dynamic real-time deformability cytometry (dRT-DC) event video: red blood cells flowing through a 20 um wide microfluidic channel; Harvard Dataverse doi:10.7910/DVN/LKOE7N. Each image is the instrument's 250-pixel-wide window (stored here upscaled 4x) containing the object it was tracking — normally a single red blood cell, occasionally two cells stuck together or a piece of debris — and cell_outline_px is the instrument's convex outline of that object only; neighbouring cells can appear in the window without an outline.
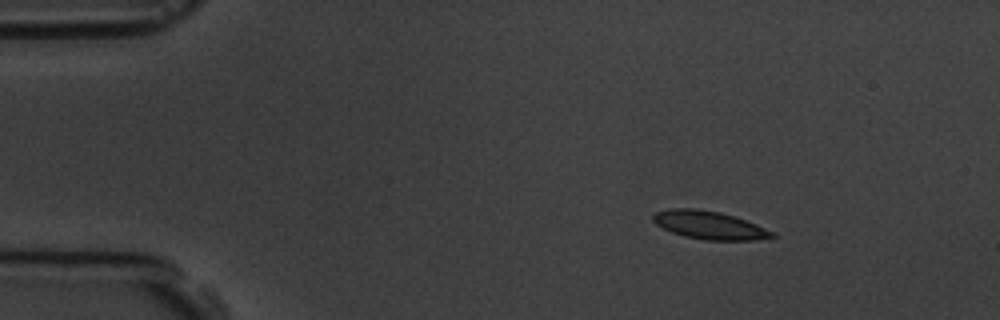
{"species": "common noctule bat (a hibernating species)", "species_latin": "Nyctalus noctula", "temperature_condition": "room temperature", "stored_images_in_passage": 6, "camera_frame_rate_fps": 3000, "um_per_image_px": 0.085, "animal": {"sex": "male", "body_mass_g": 19.5, "forearm_length_mm": 54.6}, "frame": {"image": 1, "passage_image": 2, "time_ms": 1.333, "image_size_px": [1000, 320], "cell_outline_px": [[776, 236], [756, 240], [704, 240], [684, 236], [672, 232], [656, 224], [652, 220], [652, 216], [656, 212], [668, 208], [696, 208], [720, 212], [756, 224], [772, 232]], "centroid_in_image_um": [60.24, 19.13], "position_along_channel_um": 24.8, "area_um2": 19.31}}
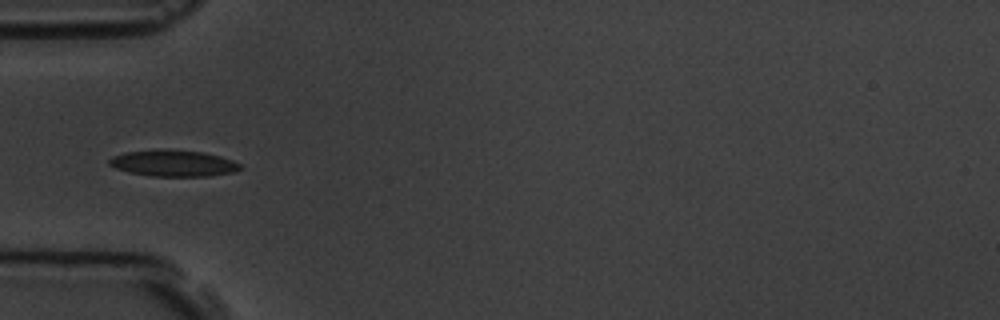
{"frame": {"image": 2, "passage_image": 5, "time_ms": 4.667, "image_size_px": [1000, 320], "cell_outline_px": [[240, 168], [236, 172], [208, 176], [152, 176], [128, 172], [116, 168], [108, 164], [108, 160], [112, 156], [124, 152], [156, 148], [164, 148], [204, 152], [220, 156], [232, 160], [240, 164]], "centroid_in_image_um": [14.7, 13.85], "position_along_channel_um": 70.3, "area_um2": 20.46}}
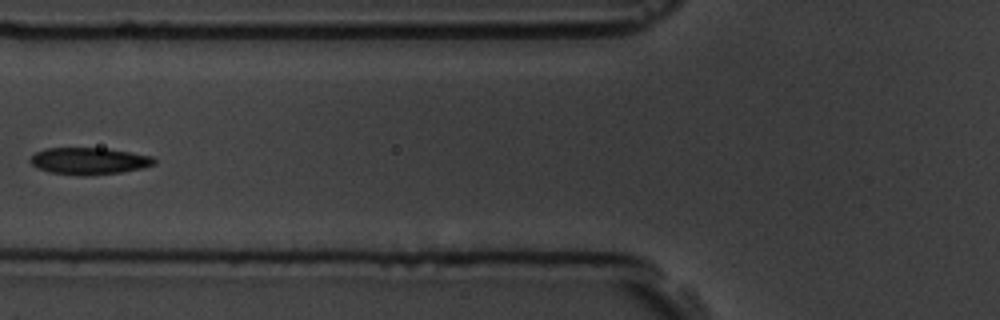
{"frame": {"image": 3, "passage_image": 6, "time_ms": 6.0, "image_size_px": [1000, 320], "cell_outline_px": [[156, 164], [144, 168], [120, 172], [88, 176], [80, 176], [48, 172], [36, 168], [28, 160], [36, 152], [44, 148], [108, 148], [152, 156], [156, 160]], "centroid_in_image_um": [7.56, 13.69], "position_along_channel_um": 118.2, "area_um2": 19.71}}